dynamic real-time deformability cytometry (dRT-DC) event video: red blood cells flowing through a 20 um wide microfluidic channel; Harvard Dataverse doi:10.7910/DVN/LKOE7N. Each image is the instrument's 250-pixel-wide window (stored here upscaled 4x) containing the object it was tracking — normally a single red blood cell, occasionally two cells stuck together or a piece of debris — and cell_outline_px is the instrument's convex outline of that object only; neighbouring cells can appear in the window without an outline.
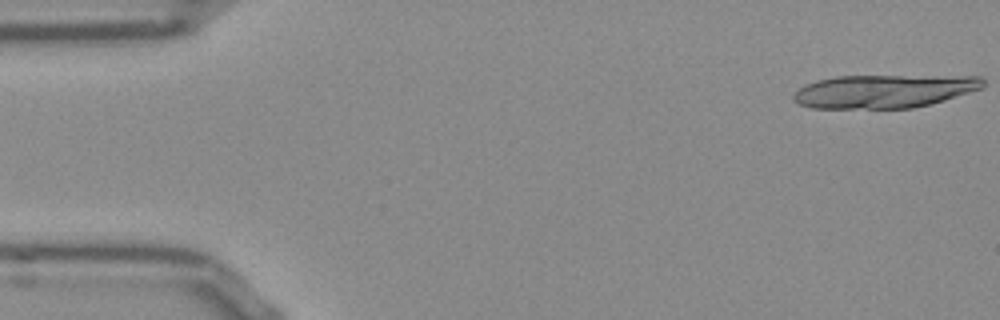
{"species": "Egyptian fruit bat (a non-hibernating species)", "species_latin": "Rousettus aegyptiacus", "temperature_condition": "room temperature", "stored_images_in_passage": 16, "camera_frame_rate_fps": 3000, "um_per_image_px": 0.085, "frame": {"image": 1, "passage_image": 1, "time_ms": 0.0, "image_size_px": [1000, 320], "cell_outline_px": [[984, 88], [932, 104], [912, 108], [812, 108], [800, 104], [792, 100], [792, 96], [804, 84], [816, 80], [836, 76], [980, 76], [984, 80]], "centroid_in_image_um": [75.16, 7.75], "position_along_channel_um": 9.8, "area_um2": 36.99}}